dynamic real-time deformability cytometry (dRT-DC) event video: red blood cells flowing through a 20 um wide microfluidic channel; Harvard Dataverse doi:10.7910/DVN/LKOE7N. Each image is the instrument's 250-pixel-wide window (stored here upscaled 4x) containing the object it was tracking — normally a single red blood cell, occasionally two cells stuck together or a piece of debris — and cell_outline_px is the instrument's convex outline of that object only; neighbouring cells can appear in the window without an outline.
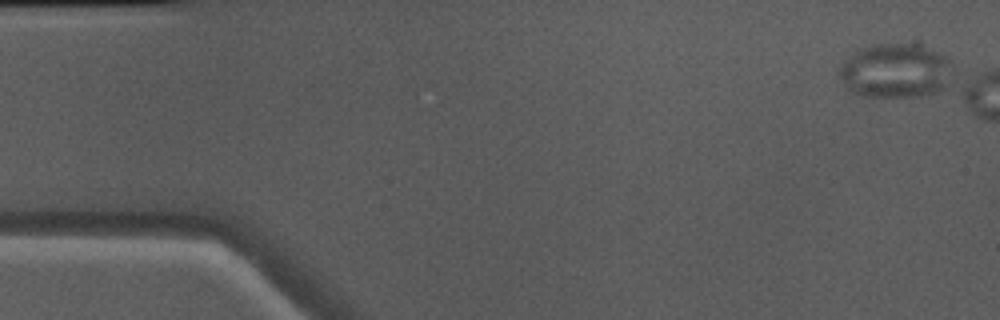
{"species": "Egyptian fruit bat (a non-hibernating species)", "species_latin": "Rousettus aegyptiacus", "temperature_condition": "warm", "stored_images_in_passage": 40, "camera_frame_rate_fps": 3000, "um_per_image_px": 0.085, "animal": {"sex": "male"}, "frame": {"image": 1, "passage_image": 1, "time_ms": 0.0, "image_size_px": [1000, 320], "cell_outline_px": [[952, 64], [948, 84], [944, 88], [936, 92], [924, 96], [860, 96], [848, 92], [840, 76], [840, 64], [856, 48], [872, 44], [908, 44], [936, 52], [948, 56], [952, 60]], "centroid_in_image_um": [76.07, 6.03], "position_along_channel_um": 8.9, "area_um2": 36.07}}
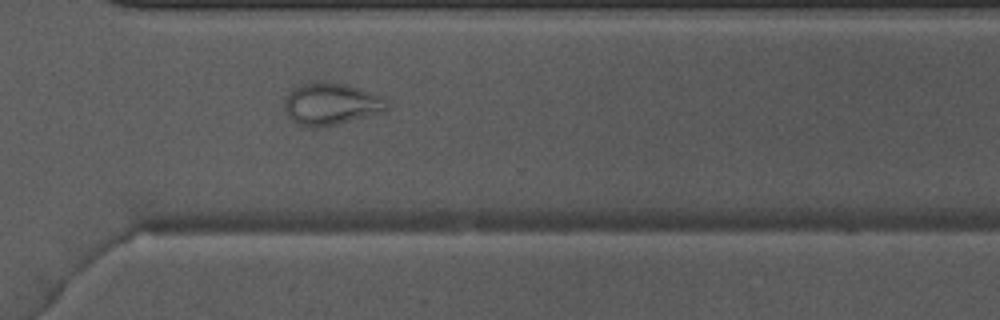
{"frame": {"image": 2, "passage_image": 35, "time_ms": 11.333, "image_size_px": [1000, 320], "cell_outline_px": [[388, 108], [384, 112], [324, 128], [300, 128], [288, 116], [284, 108], [284, 100], [288, 92], [292, 88], [300, 84], [312, 80], [324, 80], [348, 84], [384, 96], [388, 104]], "centroid_in_image_um": [28.11, 8.83], "position_along_channel_um": 342.5, "area_um2": 26.3}}
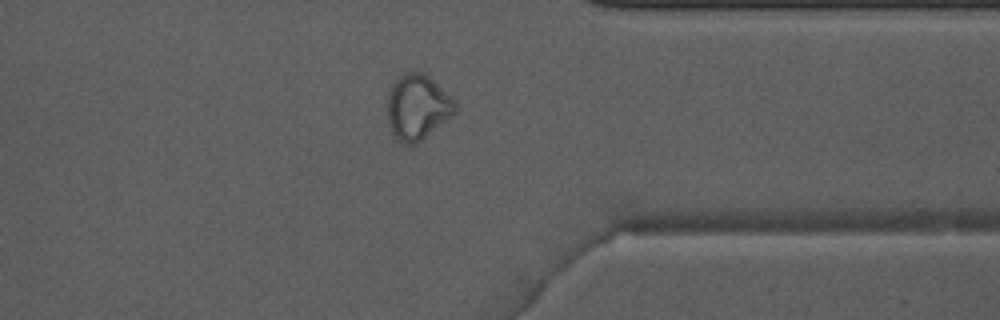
{"frame": {"image": 3, "passage_image": 38, "time_ms": 12.333, "image_size_px": [1000, 320], "cell_outline_px": [[456, 112], [452, 116], [420, 140], [412, 144], [404, 144], [392, 132], [388, 124], [388, 96], [392, 84], [404, 72], [420, 72], [428, 76], [452, 96], [456, 100]], "centroid_in_image_um": [35.5, 9.08], "position_along_channel_um": 375.9, "area_um2": 25.37}}